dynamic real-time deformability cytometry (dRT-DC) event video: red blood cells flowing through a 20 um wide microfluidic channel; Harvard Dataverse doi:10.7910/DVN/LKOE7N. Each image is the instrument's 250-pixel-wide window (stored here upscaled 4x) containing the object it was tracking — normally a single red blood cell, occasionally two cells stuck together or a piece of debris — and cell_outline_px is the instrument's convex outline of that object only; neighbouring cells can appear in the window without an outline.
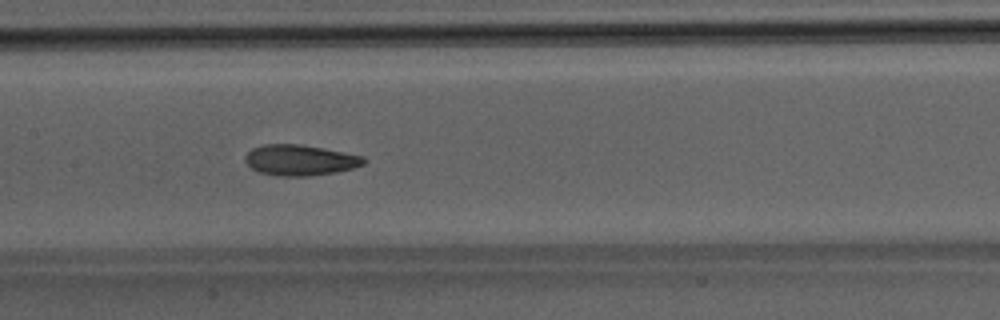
{"species": "Egyptian fruit bat (a non-hibernating species)", "species_latin": "Rousettus aegyptiacus", "temperature_condition": "room temperature", "stored_images_in_passage": 48, "camera_frame_rate_fps": 3000, "um_per_image_px": 0.085, "animal": {"sex": "male"}, "frame": {"image": 1, "passage_image": 23, "time_ms": 7.333, "image_size_px": [1000, 320], "cell_outline_px": [[368, 160], [364, 164], [352, 168], [336, 172], [308, 176], [276, 176], [260, 172], [252, 168], [244, 160], [244, 156], [252, 148], [264, 144], [300, 144], [324, 148], [364, 156]], "centroid_in_image_um": [25.51, 13.6], "position_along_channel_um": 181.9, "area_um2": 21.33}}
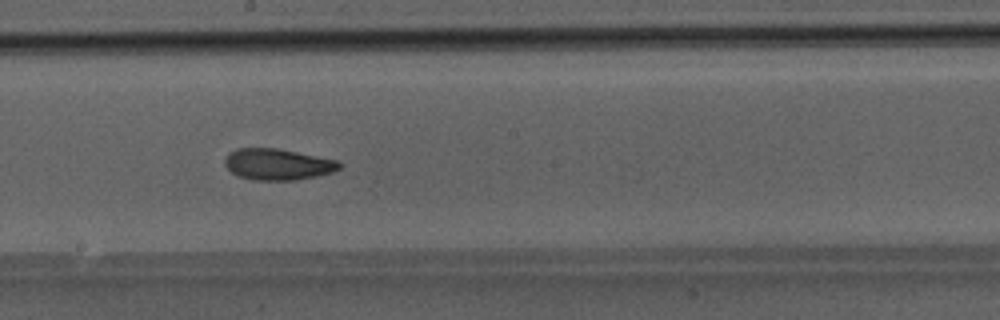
{"frame": {"image": 2, "passage_image": 26, "time_ms": 8.333, "image_size_px": [1000, 320], "cell_outline_px": [[344, 164], [340, 168], [332, 172], [316, 176], [296, 180], [252, 180], [240, 176], [232, 172], [224, 164], [224, 160], [228, 152], [236, 148], [276, 148], [336, 160]], "centroid_in_image_um": [23.59, 13.96], "position_along_channel_um": 224.6, "area_um2": 20.81}}
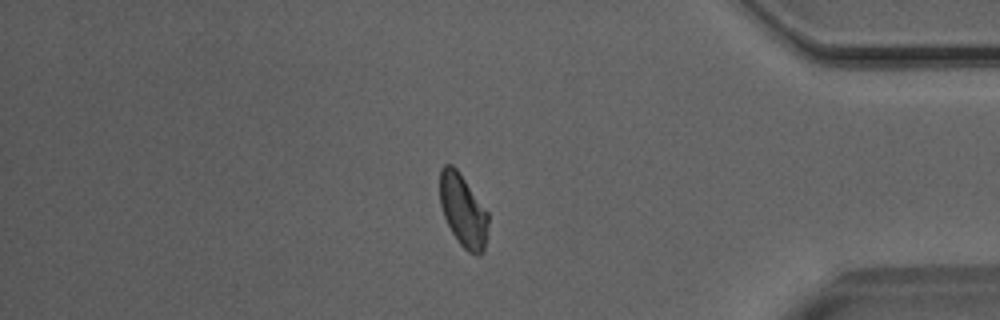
{"frame": {"image": 3, "passage_image": 40, "time_ms": 13.0, "image_size_px": [1000, 320], "cell_outline_px": [[488, 224], [484, 252], [480, 256], [476, 256], [468, 252], [460, 244], [452, 232], [444, 216], [440, 204], [440, 168], [444, 164], [452, 164], [460, 172], [488, 212]], "centroid_in_image_um": [39.37, 17.9], "position_along_channel_um": 395.8, "area_um2": 20.58}}